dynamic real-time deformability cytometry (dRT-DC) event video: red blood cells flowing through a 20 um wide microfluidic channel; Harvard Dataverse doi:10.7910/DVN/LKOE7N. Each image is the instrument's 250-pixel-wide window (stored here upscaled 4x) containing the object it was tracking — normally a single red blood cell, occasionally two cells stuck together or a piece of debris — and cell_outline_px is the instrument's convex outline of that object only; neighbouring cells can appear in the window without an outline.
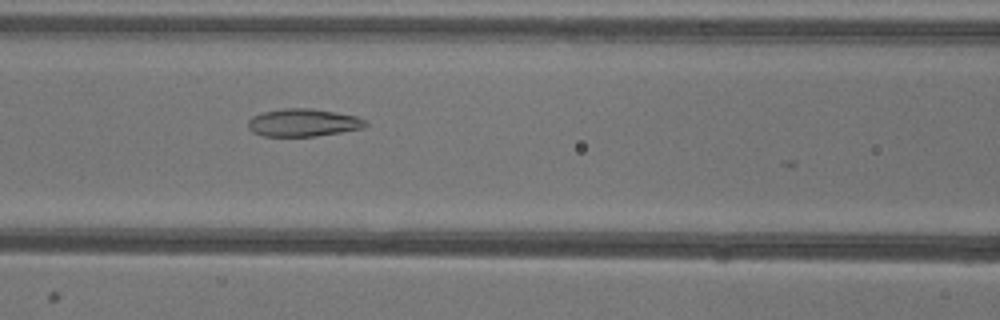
{"species": "common noctule bat (a hibernating species)", "species_latin": "Nyctalus noctula", "temperature_condition": "warm", "stored_images_in_passage": 15, "camera_frame_rate_fps": 3000, "um_per_image_px": 0.085, "animal": {"sex": "female"}, "frame": {"image": 1, "passage_image": 12, "time_ms": 3.667, "image_size_px": [1000, 320], "cell_outline_px": [[368, 124], [364, 128], [316, 136], [264, 136], [252, 132], [248, 128], [248, 120], [252, 116], [264, 112], [284, 108], [312, 108], [336, 112], [356, 116], [368, 120]], "centroid_in_image_um": [25.79, 10.42], "position_along_channel_um": 140.8, "area_um2": 19.07}}